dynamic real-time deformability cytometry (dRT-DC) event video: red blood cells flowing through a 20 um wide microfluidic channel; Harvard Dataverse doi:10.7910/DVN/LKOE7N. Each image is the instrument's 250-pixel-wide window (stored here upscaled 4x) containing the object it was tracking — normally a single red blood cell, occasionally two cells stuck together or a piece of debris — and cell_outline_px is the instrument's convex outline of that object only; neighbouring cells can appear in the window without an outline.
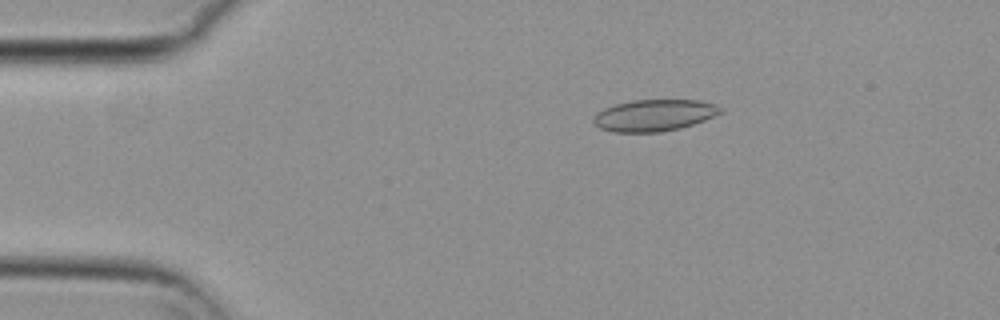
{"species": "common noctule bat (a hibernating species)", "species_latin": "Nyctalus noctula", "temperature_condition": "cold", "stored_images_in_passage": 46, "camera_frame_rate_fps": 3000, "um_per_image_px": 0.085, "animal": {"sex": "female", "body_mass_g": 29.2, "forearm_length_mm": 56.3}, "frame": {"image": 1, "passage_image": 1, "time_ms": 0.0, "image_size_px": [1000, 320], "cell_outline_px": [[724, 112], [704, 120], [680, 128], [660, 132], [616, 132], [600, 128], [592, 120], [596, 112], [604, 108], [616, 104], [632, 100], [700, 100], [716, 104], [724, 108]], "centroid_in_image_um": [55.64, 9.79], "position_along_channel_um": 29.4, "area_um2": 23.47}}
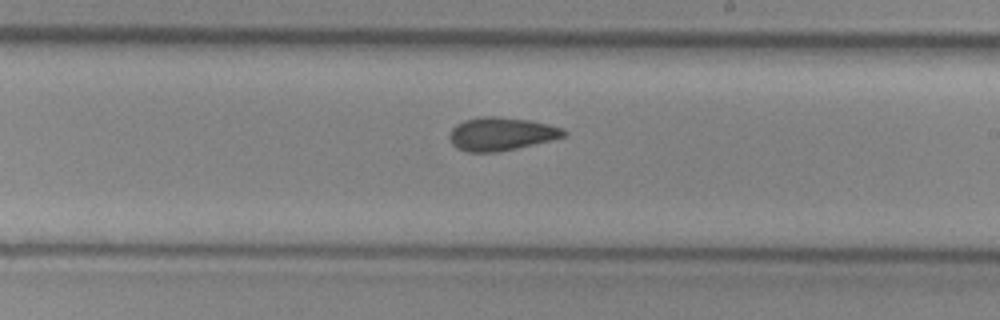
{"frame": {"image": 2, "passage_image": 23, "time_ms": 7.333, "image_size_px": [1000, 320], "cell_outline_px": [[568, 132], [564, 136], [552, 140], [516, 148], [496, 152], [468, 152], [456, 148], [452, 144], [448, 136], [452, 128], [456, 124], [464, 120], [480, 116], [496, 116], [528, 120], [548, 124], [564, 128]], "centroid_in_image_um": [42.58, 11.38], "position_along_channel_um": 246.4, "area_um2": 22.2}}
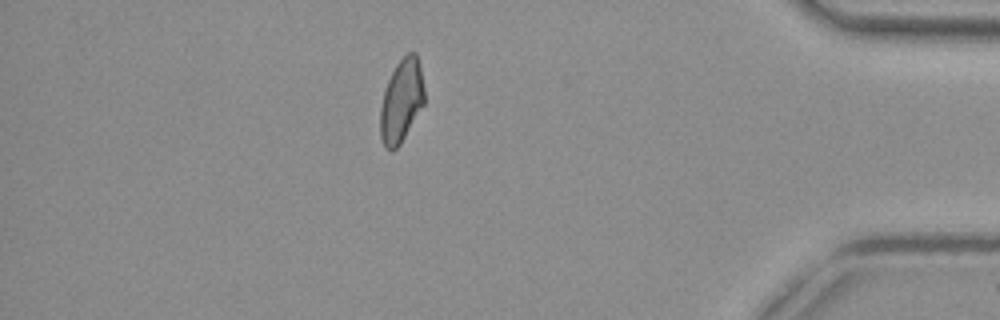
{"frame": {"image": 3, "passage_image": 39, "time_ms": 12.667, "image_size_px": [1000, 320], "cell_outline_px": [[424, 104], [400, 144], [392, 152], [384, 148], [380, 136], [380, 108], [384, 92], [388, 80], [396, 64], [408, 52], [416, 52], [420, 68], [424, 88]], "centroid_in_image_um": [34.11, 8.6], "position_along_channel_um": 401.1, "area_um2": 21.27}, "authors_computed_cell_mechanics": {"area_um2": 22.1663, "velocity_mm_per_s": 3.7124, "shape_relaxation_time_tau1_ms": null, "shape_relaxation_time_tau2_ms": 2.8886, "deformation_change_tau1": null, "deformation_change_tau2": 0.0881}}